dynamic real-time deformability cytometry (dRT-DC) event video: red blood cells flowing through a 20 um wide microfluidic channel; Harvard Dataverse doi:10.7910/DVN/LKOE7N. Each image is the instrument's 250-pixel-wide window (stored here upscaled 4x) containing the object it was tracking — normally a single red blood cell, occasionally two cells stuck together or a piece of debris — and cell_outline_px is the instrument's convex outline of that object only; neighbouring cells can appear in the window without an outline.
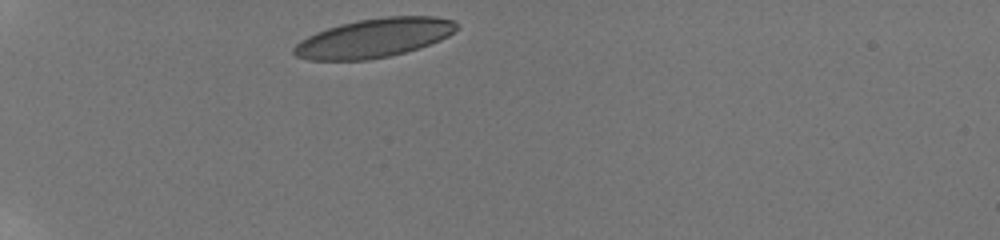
{"species": "human", "species_latin": "Homo sapiens", "temperature_condition": "room temperature", "stored_images_in_passage": 33, "camera_frame_rate_fps": 3000, "um_per_image_px": 0.085, "donor": {"sex": "male"}, "frame": {"image": 1, "passage_image": 1, "time_ms": 0.0, "image_size_px": [1000, 240], "cell_outline_px": [[456, 28], [448, 36], [440, 40], [420, 48], [388, 56], [368, 60], [308, 60], [296, 56], [292, 52], [292, 48], [300, 40], [316, 32], [340, 24], [360, 20], [384, 16], [436, 16], [456, 20]], "centroid_in_image_um": [31.79, 3.23], "position_along_channel_um": 53.2, "area_um2": 36.93}}
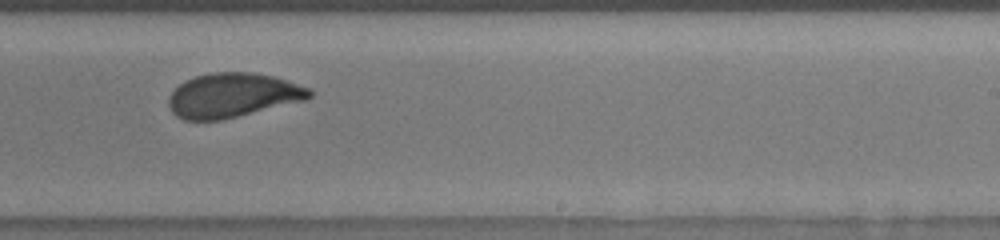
{"frame": {"image": 2, "passage_image": 21, "time_ms": 6.667, "image_size_px": [1000, 240], "cell_outline_px": [[312, 96], [304, 100], [220, 120], [184, 120], [176, 116], [172, 112], [168, 104], [168, 96], [180, 84], [196, 76], [212, 72], [252, 72], [276, 76], [308, 88], [312, 92]], "centroid_in_image_um": [19.76, 8.09], "position_along_channel_um": 269.2, "area_um2": 36.07}}
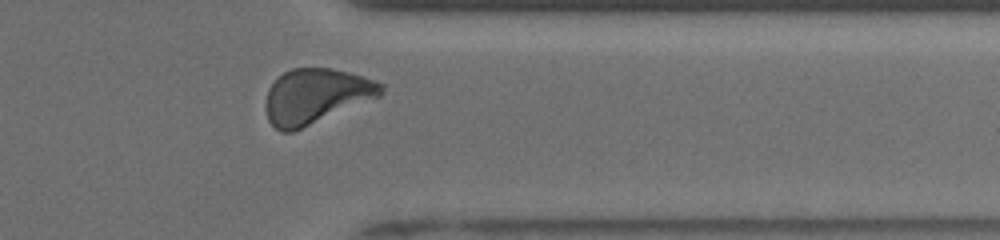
{"frame": {"image": 3, "passage_image": 30, "time_ms": 9.667, "image_size_px": [1000, 240], "cell_outline_px": [[384, 92], [380, 96], [292, 132], [280, 132], [268, 120], [264, 104], [268, 88], [284, 72], [292, 68], [332, 68], [364, 76], [376, 80], [384, 84]], "centroid_in_image_um": [26.85, 8.16], "position_along_channel_um": 384.6, "area_um2": 36.93}, "authors_computed_cell_mechanics": {"area_um2": 36.9342, "velocity_mm_per_s": 3.8463, "shape_relaxation_time_tau1_ms": 3.9107, "shape_relaxation_time_tau2_ms": 0.8961, "deformation_change_tau1": 0.1566, "deformation_change_tau2": 0.0603}}